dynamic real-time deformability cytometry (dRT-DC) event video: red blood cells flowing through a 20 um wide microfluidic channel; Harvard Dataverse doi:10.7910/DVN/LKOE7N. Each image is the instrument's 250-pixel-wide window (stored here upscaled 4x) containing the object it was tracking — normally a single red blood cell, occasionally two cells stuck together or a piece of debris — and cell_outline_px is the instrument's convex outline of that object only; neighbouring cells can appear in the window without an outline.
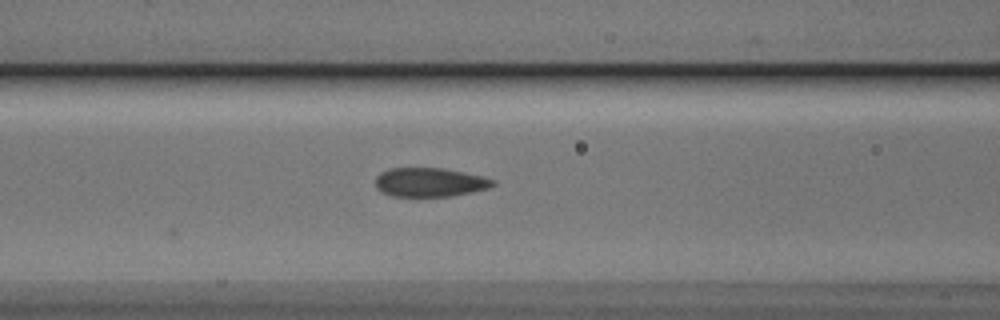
{"species": "Egyptian fruit bat (a non-hibernating species)", "species_latin": "Rousettus aegyptiacus", "temperature_condition": "cold", "stored_images_in_passage": 14, "camera_frame_rate_fps": 3000, "um_per_image_px": 0.085, "animal": {"sex": "male"}, "frame": {"image": 1, "passage_image": 14, "time_ms": 4.333, "image_size_px": [1000, 320], "cell_outline_px": [[496, 184], [488, 188], [452, 196], [392, 196], [376, 188], [376, 176], [380, 172], [388, 168], [444, 168], [464, 172], [496, 180]], "centroid_in_image_um": [36.52, 15.48], "position_along_channel_um": 130.1, "area_um2": 19.77}}